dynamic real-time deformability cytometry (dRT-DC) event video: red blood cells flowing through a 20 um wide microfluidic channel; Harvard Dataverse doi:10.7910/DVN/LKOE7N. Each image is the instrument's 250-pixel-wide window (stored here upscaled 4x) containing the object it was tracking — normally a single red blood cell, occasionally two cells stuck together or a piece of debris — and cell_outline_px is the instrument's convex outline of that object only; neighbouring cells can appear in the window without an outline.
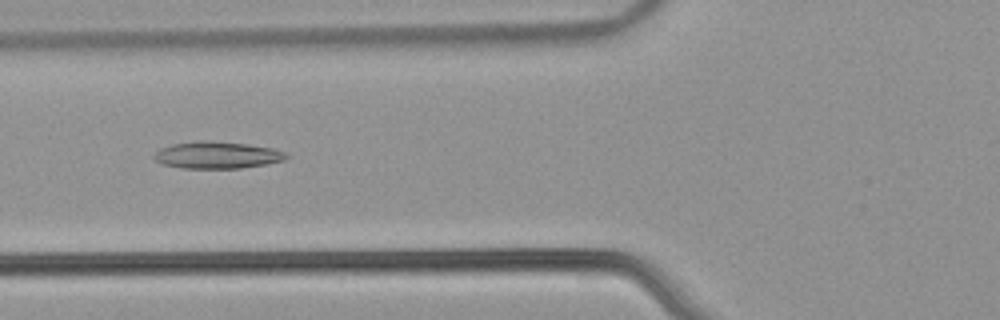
{"species": "common noctule bat (a hibernating species)", "species_latin": "Nyctalus noctula", "temperature_condition": "warm", "stored_images_in_passage": 38, "camera_frame_rate_fps": 3000, "um_per_image_px": 0.085, "animal": {"sex": "male", "body_mass_g": 21.5, "forearm_length_mm": 52.0}, "frame": {"image": 1, "passage_image": 6, "time_ms": 1.667, "image_size_px": [1000, 320], "cell_outline_px": [[288, 156], [284, 160], [264, 164], [240, 168], [184, 168], [160, 164], [152, 156], [160, 148], [172, 144], [200, 140], [204, 140], [248, 144], [272, 148], [284, 152]], "centroid_in_image_um": [18.41, 13.18], "position_along_channel_um": 107.4, "area_um2": 20.63}}
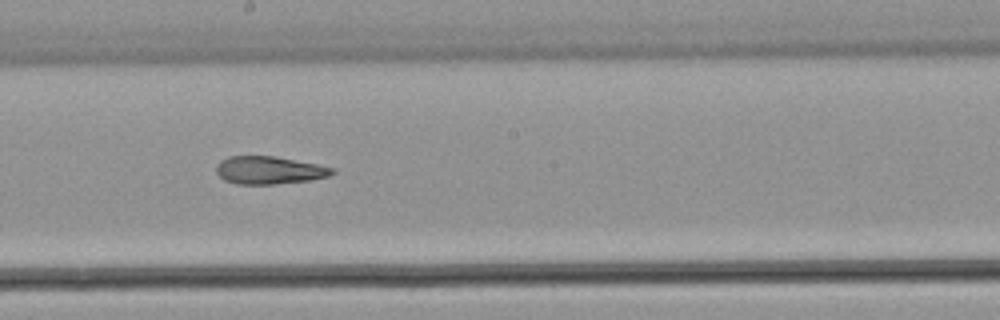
{"frame": {"image": 2, "passage_image": 15, "time_ms": 4.667, "image_size_px": [1000, 320], "cell_outline_px": [[336, 172], [328, 176], [308, 180], [272, 184], [236, 184], [224, 180], [216, 172], [216, 164], [220, 160], [228, 156], [276, 156], [316, 164], [332, 168]], "centroid_in_image_um": [22.82, 14.46], "position_along_channel_um": 225.4, "area_um2": 18.67}}
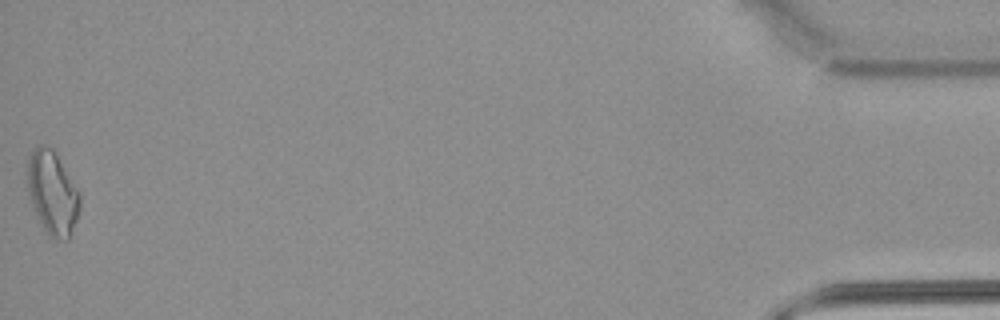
{"frame": {"image": 3, "passage_image": 38, "time_ms": 12.333, "image_size_px": [1000, 320], "cell_outline_px": [[80, 208], [76, 220], [68, 240], [56, 240], [48, 236], [32, 204], [28, 192], [28, 160], [32, 152], [40, 144], [44, 144], [52, 148], [56, 152], [80, 192]], "centroid_in_image_um": [4.49, 16.39], "position_along_channel_um": 430.7, "area_um2": 25.37}, "authors_computed_cell_mechanics": {"area_um2": 19.7676, "velocity_mm_per_s": 3.9386, "shape_relaxation_time_tau1_ms": null, "shape_relaxation_time_tau2_ms": 3.7372, "deformation_change_tau1": null, "deformation_change_tau2": 0.1317}}